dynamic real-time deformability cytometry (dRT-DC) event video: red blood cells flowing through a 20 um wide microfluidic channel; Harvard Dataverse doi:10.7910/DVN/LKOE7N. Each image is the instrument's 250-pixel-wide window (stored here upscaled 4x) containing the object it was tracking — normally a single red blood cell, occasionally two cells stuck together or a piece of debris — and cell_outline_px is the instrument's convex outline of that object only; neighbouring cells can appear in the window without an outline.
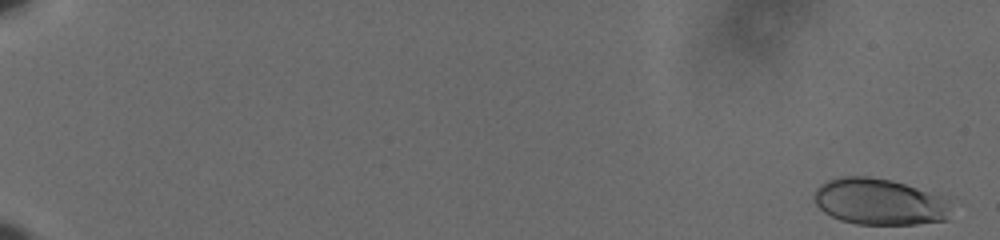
{"species": "human", "species_latin": "Homo sapiens", "temperature_condition": "cold", "stored_images_in_passage": 60, "camera_frame_rate_fps": 3000, "um_per_image_px": 0.085, "donor": {"sex": "male"}, "frame": {"image": 1, "passage_image": 1, "time_ms": 0.0, "image_size_px": [1000, 240], "cell_outline_px": [[948, 220], [916, 224], [856, 224], [840, 220], [824, 212], [816, 204], [812, 196], [816, 188], [820, 184], [828, 180], [840, 176], [868, 176], [892, 180], [940, 196]], "centroid_in_image_um": [74.6, 17.14], "position_along_channel_um": 10.4, "area_um2": 36.3}}
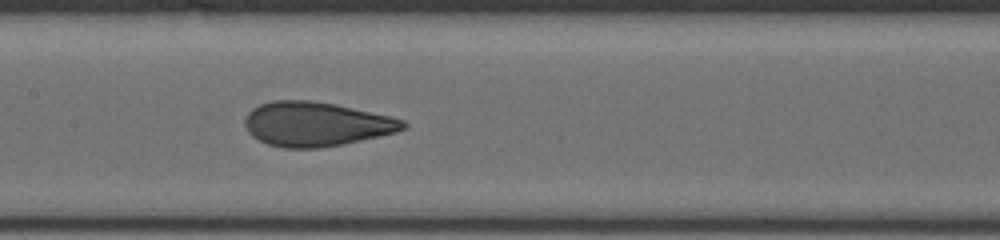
{"frame": {"image": 2, "passage_image": 33, "time_ms": 10.667, "image_size_px": [1000, 240], "cell_outline_px": [[408, 124], [404, 128], [396, 132], [360, 140], [320, 148], [284, 148], [268, 144], [252, 136], [248, 132], [244, 124], [244, 120], [248, 112], [252, 108], [260, 104], [272, 100], [312, 100], [336, 104], [388, 116], [404, 120]], "centroid_in_image_um": [26.82, 10.54], "position_along_channel_um": 180.6, "area_um2": 40.69}}
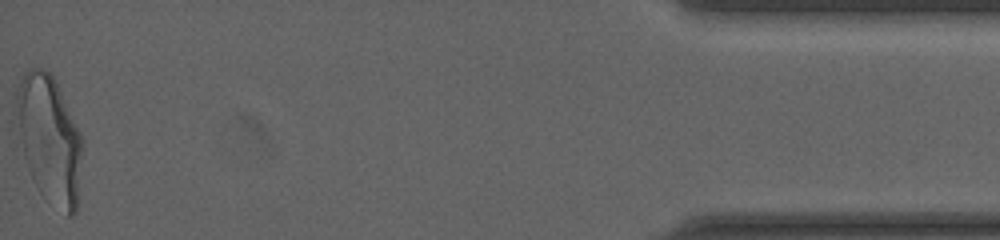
{"frame": {"image": 3, "passage_image": 60, "time_ms": 19.667, "image_size_px": [1000, 240], "cell_outline_px": [[84, 144], [76, 212], [72, 216], [68, 216], [44, 196], [36, 188], [32, 180], [24, 156], [12, 116], [16, 92], [20, 80], [32, 68], [44, 68], [52, 76], [84, 140]], "centroid_in_image_um": [4.17, 11.84], "position_along_channel_um": 431.0, "area_um2": 49.42}, "authors_computed_cell_mechanics": {"area_um2": 40.3155, "velocity_mm_per_s": 3.6148, "shape_relaxation_time_tau1_ms": 5.5357, "shape_relaxation_time_tau2_ms": null, "deformation_change_tau1": 0.1893, "deformation_change_tau2": null}}